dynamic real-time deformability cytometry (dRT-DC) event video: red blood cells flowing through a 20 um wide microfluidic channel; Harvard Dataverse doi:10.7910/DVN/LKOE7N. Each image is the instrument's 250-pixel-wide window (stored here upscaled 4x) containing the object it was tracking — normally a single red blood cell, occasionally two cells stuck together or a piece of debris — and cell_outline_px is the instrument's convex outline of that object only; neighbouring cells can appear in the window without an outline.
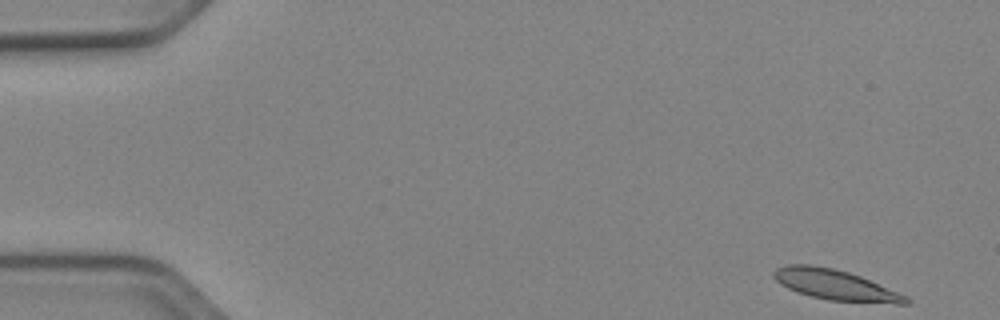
{"species": "Egyptian fruit bat (a non-hibernating species)", "species_latin": "Rousettus aegyptiacus", "temperature_condition": "cold", "stored_images_in_passage": 21, "camera_frame_rate_fps": 3000, "um_per_image_px": 0.085, "animal": {"sex": "female"}, "frame": {"image": 1, "passage_image": 1, "time_ms": 0.0, "image_size_px": [1000, 320], "cell_outline_px": [[912, 304], [896, 304], [828, 300], [796, 292], [780, 284], [772, 276], [772, 272], [776, 268], [788, 264], [808, 264], [832, 268], [848, 272], [860, 276], [908, 296], [912, 300]], "centroid_in_image_um": [71.02, 24.22], "position_along_channel_um": 14.0, "area_um2": 23.52}}
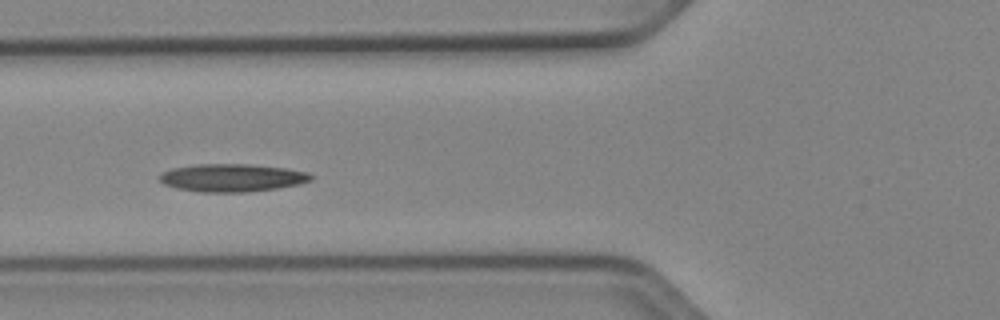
{"frame": {"image": 2, "passage_image": 18, "time_ms": 5.667, "image_size_px": [1000, 320], "cell_outline_px": [[312, 180], [300, 184], [276, 188], [248, 192], [200, 192], [176, 188], [164, 184], [160, 180], [160, 176], [164, 172], [172, 168], [196, 164], [248, 164], [288, 168], [308, 172], [312, 176]], "centroid_in_image_um": [19.75, 15.11], "position_along_channel_um": 106.0, "area_um2": 24.57}}
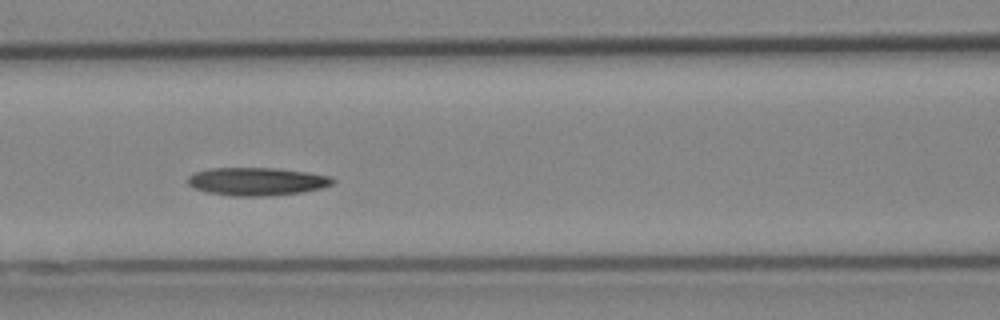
{"frame": {"image": 3, "passage_image": 21, "time_ms": 6.667, "image_size_px": [1000, 320], "cell_outline_px": [[336, 180], [332, 184], [320, 188], [304, 192], [268, 196], [232, 196], [208, 192], [196, 188], [188, 184], [188, 176], [196, 172], [208, 168], [276, 168], [308, 172], [332, 176]], "centroid_in_image_um": [21.87, 15.42], "position_along_channel_um": 144.7, "area_um2": 23.7}}